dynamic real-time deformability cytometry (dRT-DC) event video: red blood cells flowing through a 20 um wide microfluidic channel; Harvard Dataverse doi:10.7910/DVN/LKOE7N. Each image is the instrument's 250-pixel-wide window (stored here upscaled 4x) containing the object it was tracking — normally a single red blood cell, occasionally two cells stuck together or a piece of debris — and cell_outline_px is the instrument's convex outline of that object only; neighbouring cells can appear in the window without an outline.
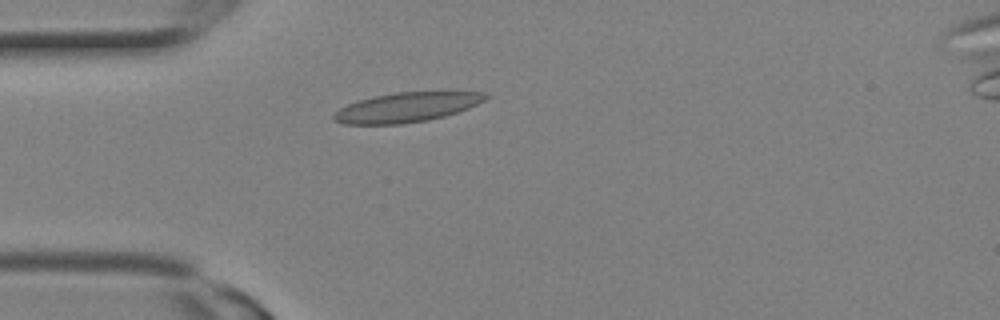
{"species": "Egyptian fruit bat (a non-hibernating species)", "species_latin": "Rousettus aegyptiacus", "temperature_condition": "room temperature", "stored_images_in_passage": 3, "camera_frame_rate_fps": 3000, "um_per_image_px": 0.085, "animal": {"sex": "female"}, "frame": {"image": 1, "passage_image": 2, "time_ms": 0.333, "image_size_px": [1000, 320], "cell_outline_px": [[488, 96], [484, 100], [468, 108], [444, 116], [428, 120], [404, 124], [344, 124], [332, 120], [332, 116], [340, 108], [348, 104], [372, 96], [396, 92], [484, 92]], "centroid_in_image_um": [34.52, 9.13], "position_along_channel_um": 50.5, "area_um2": 25.95}}